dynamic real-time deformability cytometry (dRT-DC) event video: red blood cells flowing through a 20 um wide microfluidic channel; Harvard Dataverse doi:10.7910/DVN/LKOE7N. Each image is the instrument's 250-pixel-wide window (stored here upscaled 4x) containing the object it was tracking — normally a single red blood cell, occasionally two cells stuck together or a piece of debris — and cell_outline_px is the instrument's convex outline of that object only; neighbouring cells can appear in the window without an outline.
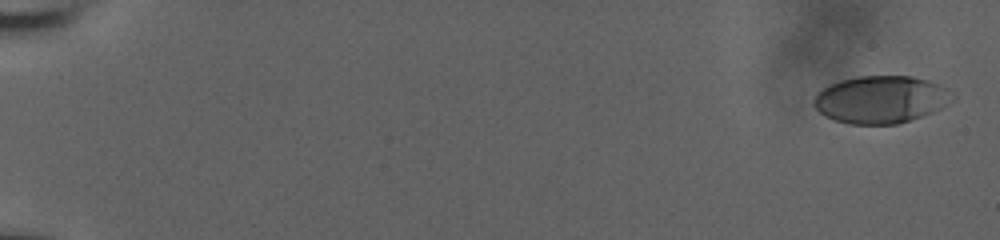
{"species": "human", "species_latin": "Homo sapiens", "temperature_condition": "room temperature", "stored_images_in_passage": 7, "camera_frame_rate_fps": 3000, "um_per_image_px": 0.085, "donor": {"sex": "male"}, "frame": {"image": 1, "passage_image": 1, "time_ms": 0.0, "image_size_px": [1000, 240], "cell_outline_px": [[956, 96], [952, 100], [940, 108], [932, 112], [896, 124], [852, 124], [836, 120], [824, 116], [812, 104], [812, 100], [816, 92], [840, 80], [856, 76], [912, 76], [928, 80], [940, 84], [948, 88]], "centroid_in_image_um": [74.87, 8.44], "position_along_channel_um": 10.1, "area_um2": 38.32}}
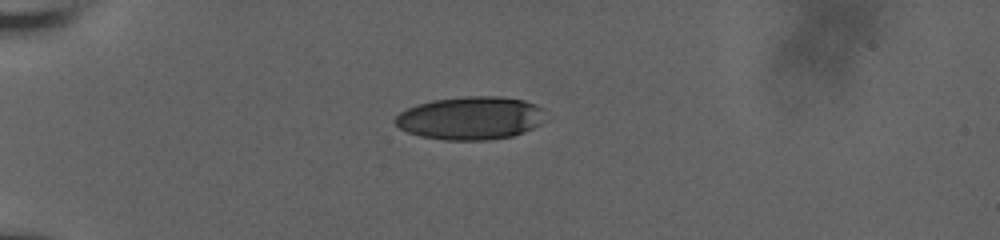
{"frame": {"image": 2, "passage_image": 6, "time_ms": 5.333, "image_size_px": [1000, 240], "cell_outline_px": [[552, 116], [548, 120], [524, 132], [512, 136], [488, 140], [444, 140], [420, 136], [408, 132], [400, 128], [392, 120], [400, 112], [408, 108], [420, 104], [436, 100], [468, 96], [500, 96], [524, 100], [536, 104], [544, 108]], "centroid_in_image_um": [40.1, 10.04], "position_along_channel_um": 44.9, "area_um2": 38.21}}